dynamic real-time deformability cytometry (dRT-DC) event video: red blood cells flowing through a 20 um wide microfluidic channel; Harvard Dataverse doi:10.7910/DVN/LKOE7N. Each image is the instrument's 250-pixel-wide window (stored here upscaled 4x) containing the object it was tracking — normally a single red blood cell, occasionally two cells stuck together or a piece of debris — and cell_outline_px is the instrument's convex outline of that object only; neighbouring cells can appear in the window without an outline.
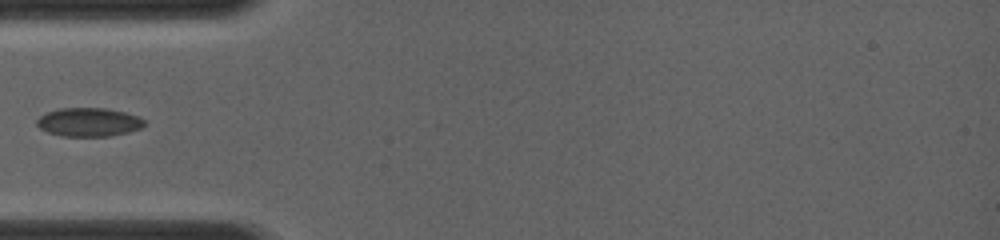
{"species": "common noctule bat (a hibernating species)", "species_latin": "Nyctalus noctula", "temperature_condition": "room temperature", "stored_images_in_passage": 4, "camera_frame_rate_fps": 4000, "um_per_image_px": 0.085, "animal": {"sex": "female", "body_mass_g": 19.0, "forearm_length_mm": 56.7}, "frame": {"image": 1, "passage_image": 4, "time_ms": 3.5, "image_size_px": [1000, 240], "cell_outline_px": [[144, 124], [140, 128], [128, 132], [108, 136], [60, 136], [48, 132], [40, 128], [36, 124], [36, 120], [44, 112], [60, 108], [108, 108], [124, 112], [136, 116], [144, 120]], "centroid_in_image_um": [7.49, 10.37], "position_along_channel_um": 77.5, "area_um2": 17.92}}